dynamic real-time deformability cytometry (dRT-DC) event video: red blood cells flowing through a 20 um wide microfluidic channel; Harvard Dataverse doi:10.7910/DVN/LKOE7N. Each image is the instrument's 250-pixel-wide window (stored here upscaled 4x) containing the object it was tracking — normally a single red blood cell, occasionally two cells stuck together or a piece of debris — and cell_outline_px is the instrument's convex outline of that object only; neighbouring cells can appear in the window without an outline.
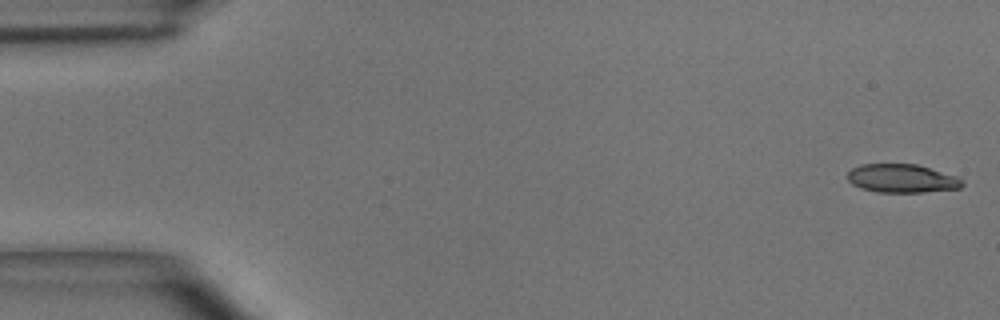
{"species": "common noctule bat (a hibernating species)", "species_latin": "Nyctalus noctula", "temperature_condition": "room temperature", "stored_images_in_passage": 12, "camera_frame_rate_fps": 3000, "um_per_image_px": 0.085, "animal": {"sex": "male", "body_mass_g": 15.6}, "frame": {"image": 1, "passage_image": 1, "time_ms": 0.0, "image_size_px": [1000, 320], "cell_outline_px": [[964, 184], [960, 188], [924, 192], [876, 192], [860, 188], [852, 184], [848, 180], [848, 172], [852, 168], [860, 164], [916, 164], [956, 176], [964, 180]], "centroid_in_image_um": [76.65, 15.17], "position_along_channel_um": 8.3, "area_um2": 19.07}}
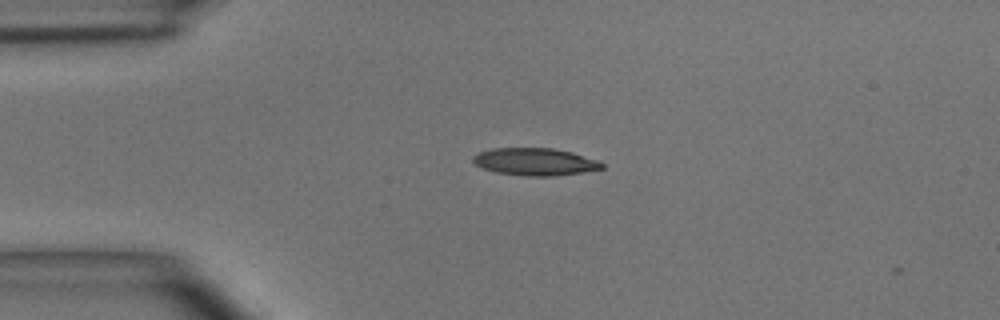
{"frame": {"image": 2, "passage_image": 11, "time_ms": 3.333, "image_size_px": [1000, 320], "cell_outline_px": [[604, 168], [556, 176], [528, 176], [496, 172], [484, 168], [476, 164], [472, 160], [472, 156], [480, 152], [492, 148], [552, 148], [572, 152], [596, 160], [604, 164]], "centroid_in_image_um": [45.46, 13.74], "position_along_channel_um": 39.5, "area_um2": 20.35}}